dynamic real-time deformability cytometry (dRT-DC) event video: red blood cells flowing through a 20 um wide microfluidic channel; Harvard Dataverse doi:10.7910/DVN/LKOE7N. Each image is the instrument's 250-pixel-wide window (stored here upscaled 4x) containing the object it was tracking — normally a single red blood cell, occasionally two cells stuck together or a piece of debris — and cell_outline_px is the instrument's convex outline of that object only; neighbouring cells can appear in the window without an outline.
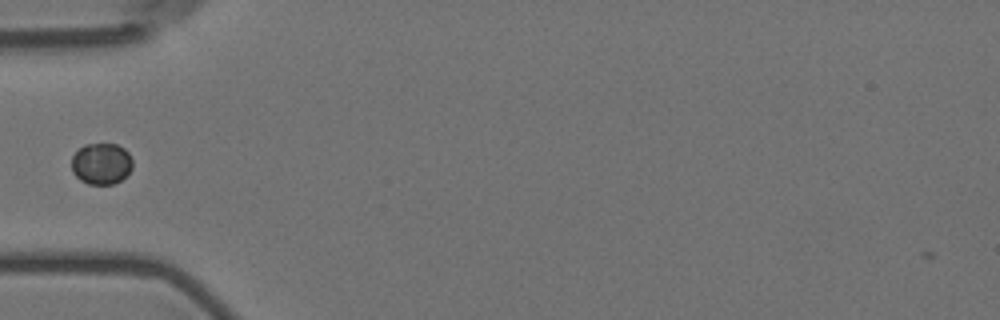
{"species": "Egyptian fruit bat (a non-hibernating species)", "species_latin": "Rousettus aegyptiacus", "temperature_condition": "room temperature", "stored_images_in_passage": 40, "camera_frame_rate_fps": 3000, "um_per_image_px": 0.085, "animal": {"sex": "female"}, "frame": {"image": 1, "passage_image": 2, "time_ms": 0.333, "image_size_px": [1000, 320], "cell_outline_px": [[132, 168], [120, 180], [112, 184], [88, 184], [80, 180], [72, 172], [72, 156], [84, 144], [116, 144], [124, 148], [128, 152], [132, 160]], "centroid_in_image_um": [8.6, 13.91], "position_along_channel_um": 76.4, "area_um2": 14.62}}
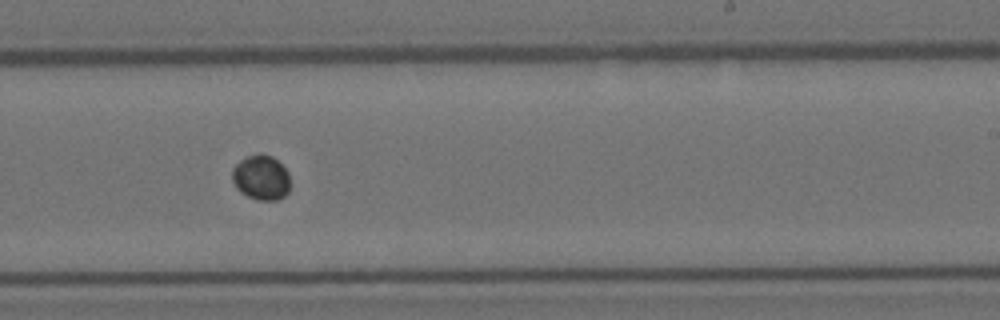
{"frame": {"image": 2, "passage_image": 18, "time_ms": 5.667, "image_size_px": [1000, 320], "cell_outline_px": [[288, 192], [284, 196], [276, 200], [256, 200], [240, 192], [236, 188], [232, 180], [232, 168], [244, 156], [260, 152], [272, 156], [288, 172]], "centroid_in_image_um": [22.15, 15.07], "position_along_channel_um": 266.8, "area_um2": 15.26}}
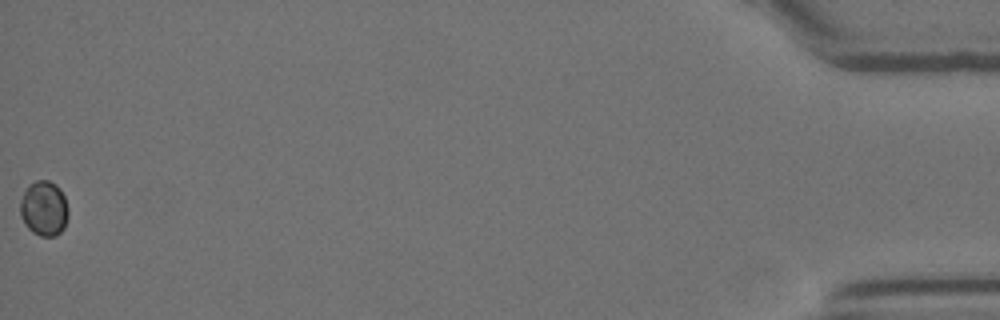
{"frame": {"image": 3, "passage_image": 40, "time_ms": 13.0, "image_size_px": [1000, 320], "cell_outline_px": [[68, 216], [64, 228], [56, 236], [40, 236], [32, 232], [24, 224], [20, 216], [20, 200], [24, 192], [36, 180], [48, 180], [56, 184], [60, 188], [64, 196], [68, 208]], "centroid_in_image_um": [3.74, 17.73], "position_along_channel_um": 431.5, "area_um2": 15.49}}